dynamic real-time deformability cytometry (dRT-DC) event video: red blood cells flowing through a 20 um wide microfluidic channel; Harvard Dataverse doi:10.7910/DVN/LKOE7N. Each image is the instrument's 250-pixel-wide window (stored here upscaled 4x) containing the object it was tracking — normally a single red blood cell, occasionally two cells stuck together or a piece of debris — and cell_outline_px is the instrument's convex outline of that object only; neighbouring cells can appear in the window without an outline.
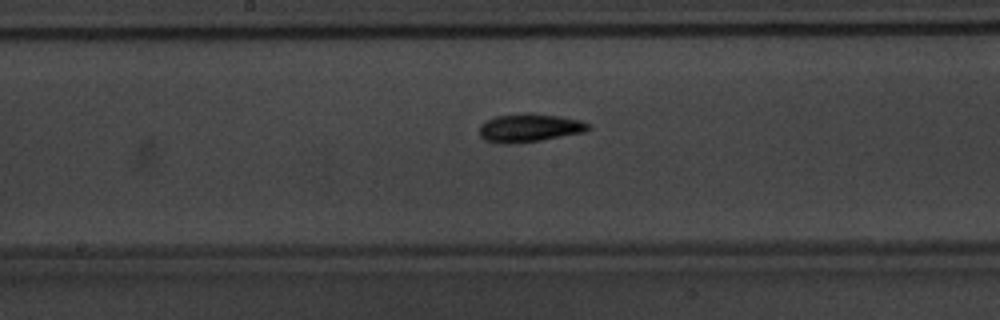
{"species": "common noctule bat (a hibernating species)", "species_latin": "Nyctalus noctula", "temperature_condition": "warm", "stored_images_in_passage": 33, "camera_frame_rate_fps": 3000, "um_per_image_px": 0.085, "animal": {"sex": "male", "body_mass_g": 20.1, "forearm_length_mm": 53.5}, "frame": {"image": 1, "passage_image": 18, "time_ms": 5.667, "image_size_px": [1000, 320], "cell_outline_px": [[592, 128], [584, 132], [540, 140], [508, 144], [500, 144], [484, 140], [480, 136], [480, 124], [496, 116], [520, 112], [532, 112], [560, 116], [580, 120], [588, 124]], "centroid_in_image_um": [44.98, 10.85], "position_along_channel_um": 203.2, "area_um2": 18.15}}
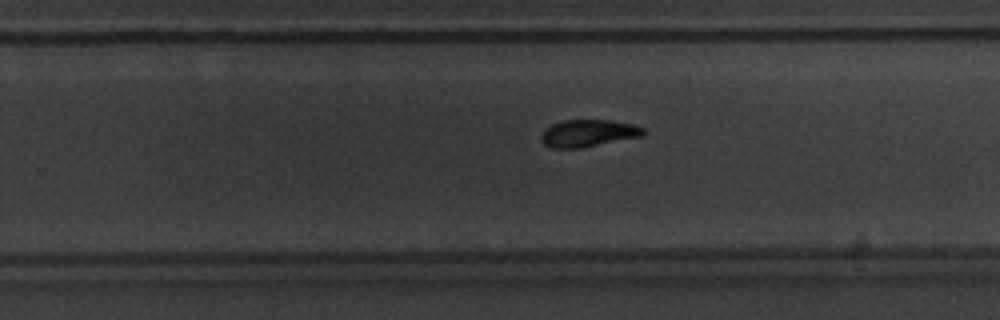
{"frame": {"image": 2, "passage_image": 24, "time_ms": 7.667, "image_size_px": [1000, 320], "cell_outline_px": [[648, 132], [644, 136], [580, 148], [552, 148], [544, 144], [540, 140], [540, 136], [544, 128], [560, 120], [612, 120], [632, 124], [644, 128]], "centroid_in_image_um": [50.0, 11.32], "position_along_channel_um": 279.8, "area_um2": 16.47}}
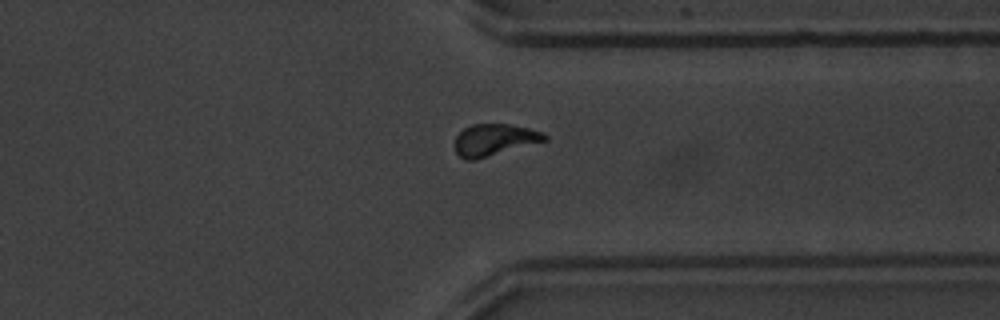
{"frame": {"image": 3, "passage_image": 31, "time_ms": 10.0, "image_size_px": [1000, 320], "cell_outline_px": [[548, 140], [476, 160], [464, 160], [456, 152], [452, 144], [456, 136], [464, 128], [472, 124], [508, 124], [528, 128], [540, 132], [548, 136]], "centroid_in_image_um": [41.97, 11.9], "position_along_channel_um": 369.4, "area_um2": 16.76}}